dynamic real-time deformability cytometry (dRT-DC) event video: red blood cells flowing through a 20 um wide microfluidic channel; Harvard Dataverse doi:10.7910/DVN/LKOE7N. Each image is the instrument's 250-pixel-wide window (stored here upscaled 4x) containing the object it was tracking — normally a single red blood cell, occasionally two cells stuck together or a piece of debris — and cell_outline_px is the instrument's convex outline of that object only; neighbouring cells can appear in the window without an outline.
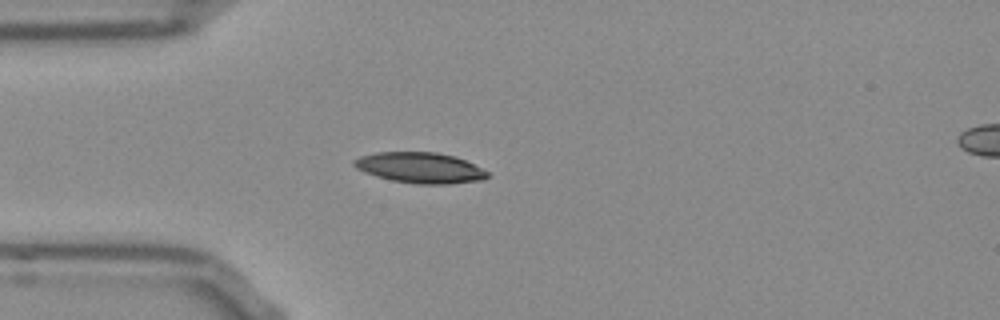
{"species": "Egyptian fruit bat (a non-hibernating species)", "species_latin": "Rousettus aegyptiacus", "temperature_condition": "room temperature", "stored_images_in_passage": 40, "camera_frame_rate_fps": 3000, "um_per_image_px": 0.085, "frame": {"image": 1, "passage_image": 1, "time_ms": 0.0, "image_size_px": [1000, 320], "cell_outline_px": [[488, 176], [484, 180], [448, 184], [416, 184], [392, 180], [376, 176], [364, 172], [356, 168], [352, 164], [352, 160], [360, 156], [376, 152], [436, 152], [456, 156], [488, 172]], "centroid_in_image_um": [35.68, 14.26], "position_along_channel_um": 49.3, "area_um2": 23.87}}
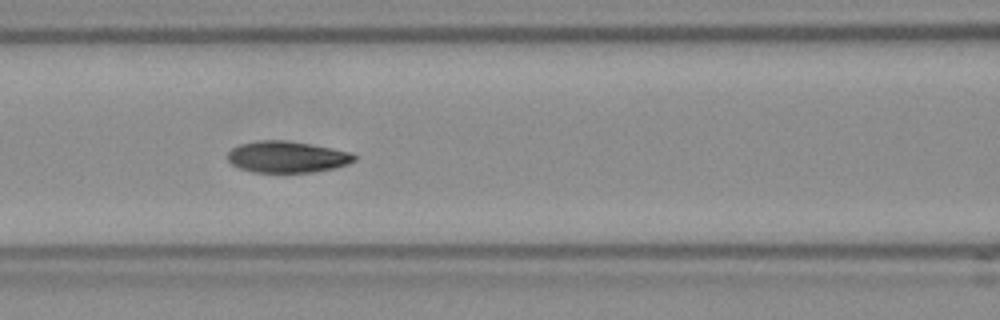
{"frame": {"image": 2, "passage_image": 9, "time_ms": 2.667, "image_size_px": [1000, 320], "cell_outline_px": [[356, 160], [348, 164], [336, 168], [316, 172], [252, 172], [240, 168], [232, 164], [228, 160], [228, 152], [232, 148], [240, 144], [256, 140], [288, 140], [332, 148], [352, 152], [356, 156]], "centroid_in_image_um": [24.43, 13.33], "position_along_channel_um": 142.2, "area_um2": 23.41}}
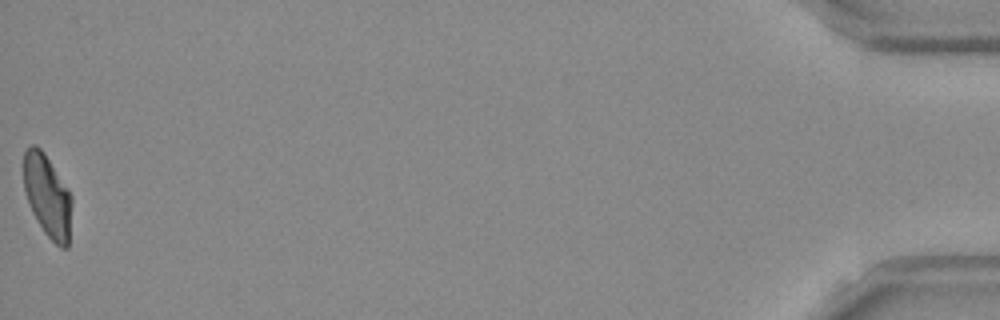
{"frame": {"image": 3, "passage_image": 40, "time_ms": 13.0, "image_size_px": [1000, 320], "cell_outline_px": [[72, 204], [68, 248], [60, 248], [44, 232], [32, 212], [24, 188], [24, 152], [32, 144], [36, 144], [44, 152], [68, 188], [72, 196]], "centroid_in_image_um": [4.05, 16.65], "position_along_channel_um": 431.1, "area_um2": 23.12}, "authors_computed_cell_mechanics": {"area_um2": 23.7269, "velocity_mm_per_s": 3.8091, "shape_relaxation_time_tau1_ms": 7.0321, "shape_relaxation_time_tau2_ms": 1.9999, "deformation_change_tau1": 0.1815, "deformation_change_tau2": 0.0647}}